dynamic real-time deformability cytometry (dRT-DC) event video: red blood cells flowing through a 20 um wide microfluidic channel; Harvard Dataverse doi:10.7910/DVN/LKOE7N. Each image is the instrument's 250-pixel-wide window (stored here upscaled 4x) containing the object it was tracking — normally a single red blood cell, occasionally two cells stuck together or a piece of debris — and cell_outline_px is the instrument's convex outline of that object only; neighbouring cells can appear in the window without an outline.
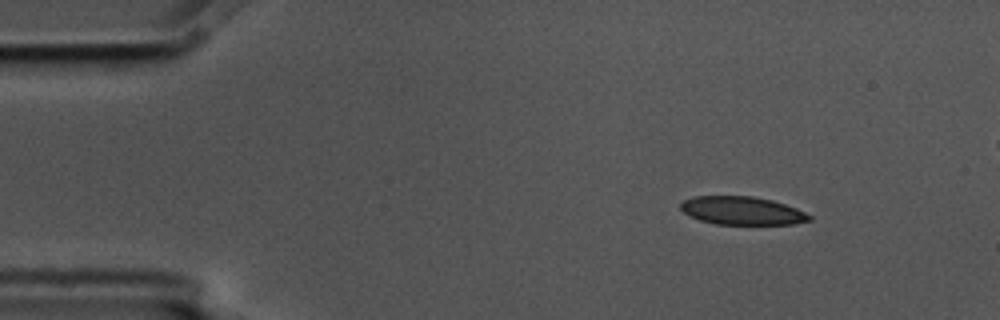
{"species": "common noctule bat (a hibernating species)", "species_latin": "Nyctalus noctula", "temperature_condition": "cold", "stored_images_in_passage": 4, "camera_frame_rate_fps": 3000, "um_per_image_px": 0.085, "animal": {"sex": "male", "body_mass_g": 17.5, "forearm_length_mm": 52.3}, "frame": {"image": 1, "passage_image": 1, "time_ms": 0.0, "image_size_px": [1000, 320], "cell_outline_px": [[812, 220], [792, 224], [716, 224], [700, 220], [688, 216], [680, 208], [680, 204], [684, 200], [692, 196], [752, 196], [772, 200], [796, 208], [812, 216]], "centroid_in_image_um": [63.05, 17.9], "position_along_channel_um": 21.9, "area_um2": 21.15}}